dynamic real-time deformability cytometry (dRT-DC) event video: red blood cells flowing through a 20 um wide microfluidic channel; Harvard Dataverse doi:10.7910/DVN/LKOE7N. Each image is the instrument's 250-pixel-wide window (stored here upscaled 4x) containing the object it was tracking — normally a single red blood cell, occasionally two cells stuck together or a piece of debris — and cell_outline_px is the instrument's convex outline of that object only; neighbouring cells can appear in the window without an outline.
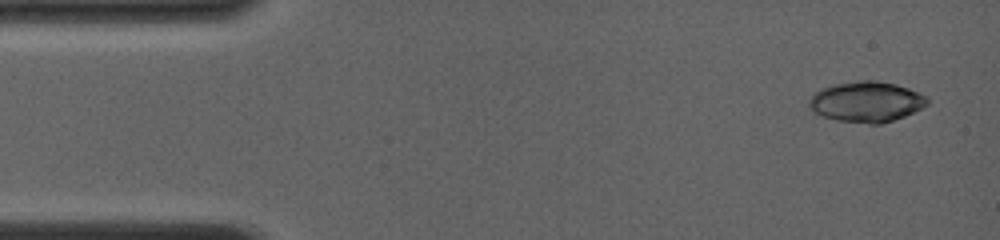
{"species": "common noctule bat (a hibernating species)", "species_latin": "Nyctalus noctula", "temperature_condition": "room temperature", "stored_images_in_passage": 6, "camera_frame_rate_fps": 4000, "um_per_image_px": 0.085, "animal": {"sex": "female", "body_mass_g": 19.0, "forearm_length_mm": 56.7}, "frame": {"image": 1, "passage_image": 1, "time_ms": 0.0, "image_size_px": [1000, 240], "cell_outline_px": [[928, 104], [904, 116], [880, 124], [868, 124], [836, 120], [824, 116], [816, 112], [808, 104], [808, 100], [820, 88], [836, 84], [864, 80], [876, 80], [896, 84], [908, 88], [924, 96], [928, 100]], "centroid_in_image_um": [73.63, 8.65], "position_along_channel_um": 11.4, "area_um2": 27.51}}
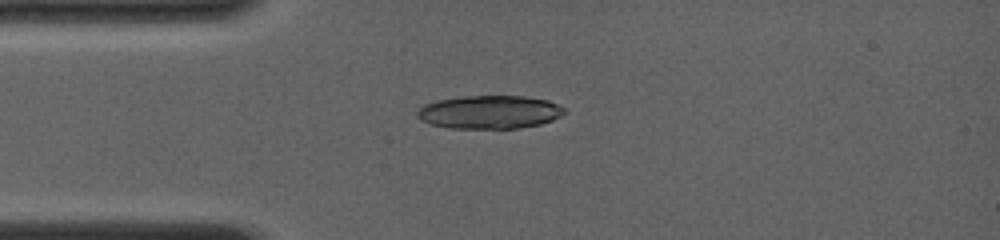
{"frame": {"image": 2, "passage_image": 5, "time_ms": 3.0, "image_size_px": [1000, 240], "cell_outline_px": [[564, 112], [560, 116], [552, 120], [540, 124], [520, 128], [448, 128], [432, 124], [420, 120], [416, 116], [416, 112], [424, 104], [436, 100], [464, 96], [524, 96], [548, 100], [564, 108]], "centroid_in_image_um": [41.58, 9.52], "position_along_channel_um": 43.4, "area_um2": 28.5}}